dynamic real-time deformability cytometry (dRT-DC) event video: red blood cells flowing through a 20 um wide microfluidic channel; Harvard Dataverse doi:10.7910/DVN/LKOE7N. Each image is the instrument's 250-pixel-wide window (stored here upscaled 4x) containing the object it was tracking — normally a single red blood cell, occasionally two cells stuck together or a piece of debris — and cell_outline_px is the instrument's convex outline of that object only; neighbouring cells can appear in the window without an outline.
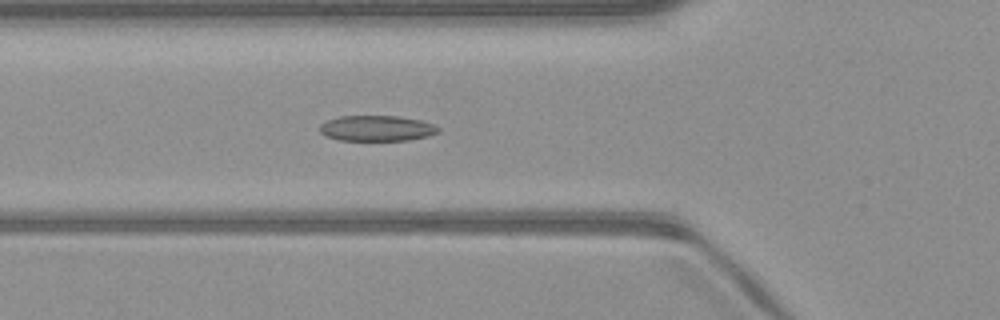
{"species": "common noctule bat (a hibernating species)", "species_latin": "Nyctalus noctula", "temperature_condition": "warm", "stored_images_in_passage": 51, "camera_frame_rate_fps": 3000, "um_per_image_px": 0.085, "animal": {"sex": "male", "body_mass_g": 23.1, "forearm_length_mm": 52.7}, "frame": {"image": 1, "passage_image": 18, "time_ms": 5.667, "image_size_px": [1000, 320], "cell_outline_px": [[440, 132], [428, 136], [408, 140], [336, 140], [324, 136], [320, 132], [320, 124], [328, 120], [340, 116], [400, 116], [420, 120], [432, 124], [440, 128]], "centroid_in_image_um": [32.01, 10.91], "position_along_channel_um": 93.8, "area_um2": 17.74}}
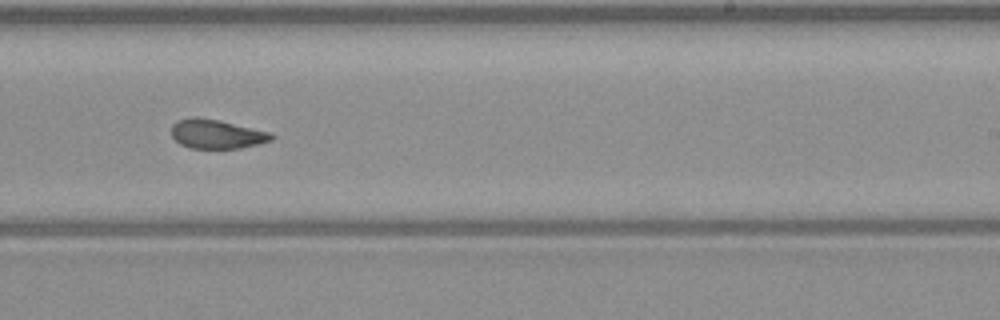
{"frame": {"image": 2, "passage_image": 31, "time_ms": 10.0, "image_size_px": [1000, 320], "cell_outline_px": [[276, 136], [272, 140], [260, 144], [240, 148], [192, 148], [180, 144], [172, 136], [172, 124], [176, 120], [192, 116], [196, 116], [216, 120], [272, 132]], "centroid_in_image_um": [18.43, 11.39], "position_along_channel_um": 270.6, "area_um2": 17.05}}
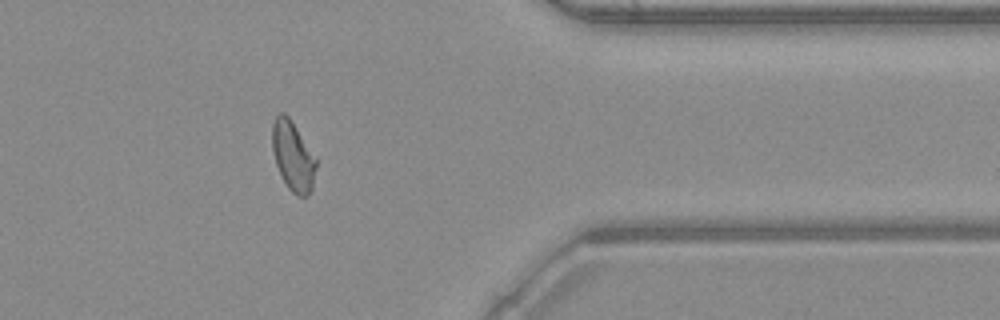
{"frame": {"image": 3, "passage_image": 41, "time_ms": 13.333, "image_size_px": [1000, 320], "cell_outline_px": [[316, 168], [312, 188], [308, 196], [296, 196], [288, 188], [276, 164], [272, 148], [272, 124], [276, 116], [280, 112], [284, 112], [288, 116], [316, 160]], "centroid_in_image_um": [24.88, 13.29], "position_along_channel_um": 386.5, "area_um2": 17.34}, "authors_computed_cell_mechanics": {"area_um2": 18.1492, "velocity_mm_per_s": 4.0647, "shape_relaxation_time_tau1_ms": 4.5223, "shape_relaxation_time_tau2_ms": 1.533, "deformation_change_tau1": 0.1446, "deformation_change_tau2": 0.0793}}